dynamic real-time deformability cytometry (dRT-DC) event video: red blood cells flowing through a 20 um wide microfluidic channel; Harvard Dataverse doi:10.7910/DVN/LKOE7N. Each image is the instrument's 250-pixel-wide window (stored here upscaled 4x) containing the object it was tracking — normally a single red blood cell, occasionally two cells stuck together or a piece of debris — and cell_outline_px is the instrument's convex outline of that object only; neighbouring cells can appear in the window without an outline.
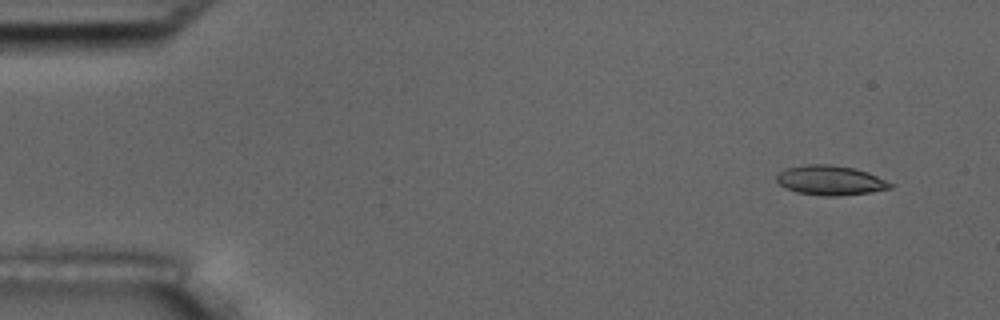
{"species": "common noctule bat (a hibernating species)", "species_latin": "Nyctalus noctula", "temperature_condition": "room temperature", "stored_images_in_passage": 6, "camera_frame_rate_fps": 3000, "um_per_image_px": 0.085, "animal": {"sex": "male", "body_mass_g": 17.5, "forearm_length_mm": 52.3}, "frame": {"image": 1, "passage_image": 1, "time_ms": 0.0, "image_size_px": [1000, 320], "cell_outline_px": [[896, 184], [892, 188], [872, 192], [836, 196], [824, 196], [796, 192], [784, 188], [776, 180], [776, 176], [780, 172], [788, 168], [808, 164], [828, 164], [856, 168], [868, 172]], "centroid_in_image_um": [70.62, 15.33], "position_along_channel_um": 14.4, "area_um2": 19.77}}